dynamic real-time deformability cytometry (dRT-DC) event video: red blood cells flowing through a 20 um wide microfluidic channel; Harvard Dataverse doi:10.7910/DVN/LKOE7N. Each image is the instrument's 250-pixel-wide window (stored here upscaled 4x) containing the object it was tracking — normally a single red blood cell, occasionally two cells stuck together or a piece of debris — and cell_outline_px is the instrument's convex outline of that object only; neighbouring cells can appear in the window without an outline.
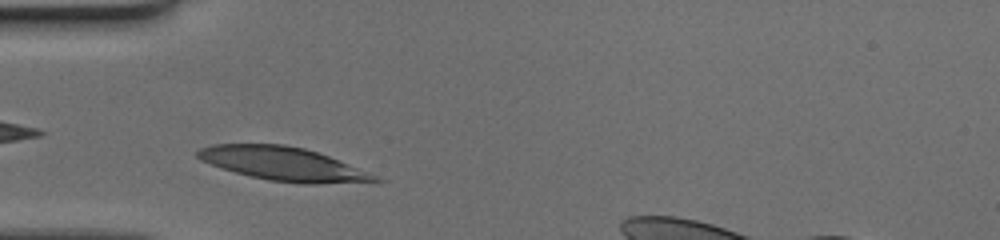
{"species": "human", "species_latin": "Homo sapiens", "temperature_condition": "cold", "stored_images_in_passage": 34, "camera_frame_rate_fps": 3000, "um_per_image_px": 0.085, "donor": {"sex": "female"}, "frame": {"image": 1, "passage_image": 4, "time_ms": 1.0, "image_size_px": [1000, 240], "cell_outline_px": [[384, 180], [312, 184], [300, 184], [268, 180], [220, 168], [200, 160], [196, 156], [196, 152], [200, 148], [212, 144], [284, 144], [304, 148], [328, 156]], "centroid_in_image_um": [23.94, 13.91], "position_along_channel_um": 61.1, "area_um2": 33.99}}
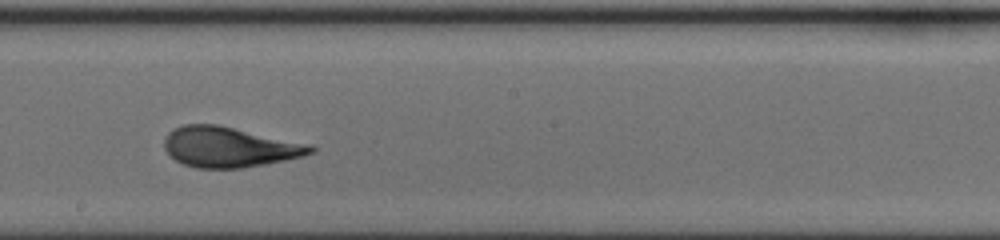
{"frame": {"image": 2, "passage_image": 17, "time_ms": 5.333, "image_size_px": [1000, 240], "cell_outline_px": [[316, 152], [304, 156], [244, 168], [196, 168], [184, 164], [176, 160], [164, 148], [164, 140], [168, 132], [184, 124], [216, 124], [312, 144], [316, 148]], "centroid_in_image_um": [19.53, 12.5], "position_along_channel_um": 228.7, "area_um2": 34.39}}
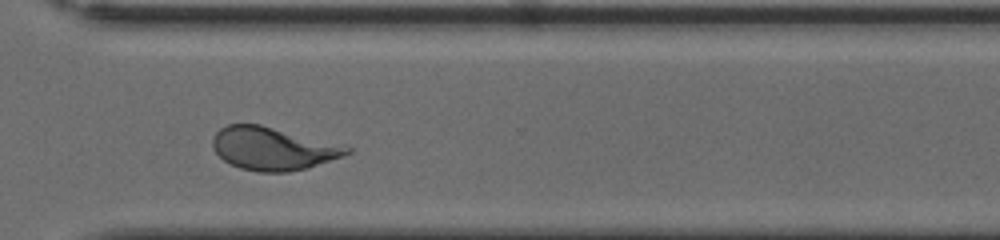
{"frame": {"image": 3, "passage_image": 26, "time_ms": 8.333, "image_size_px": [1000, 240], "cell_outline_px": [[352, 152], [344, 156], [308, 168], [288, 172], [260, 172], [240, 168], [224, 160], [212, 148], [212, 136], [220, 128], [228, 124], [260, 124], [352, 148]], "centroid_in_image_um": [23.16, 12.64], "position_along_channel_um": 347.4, "area_um2": 33.29}}